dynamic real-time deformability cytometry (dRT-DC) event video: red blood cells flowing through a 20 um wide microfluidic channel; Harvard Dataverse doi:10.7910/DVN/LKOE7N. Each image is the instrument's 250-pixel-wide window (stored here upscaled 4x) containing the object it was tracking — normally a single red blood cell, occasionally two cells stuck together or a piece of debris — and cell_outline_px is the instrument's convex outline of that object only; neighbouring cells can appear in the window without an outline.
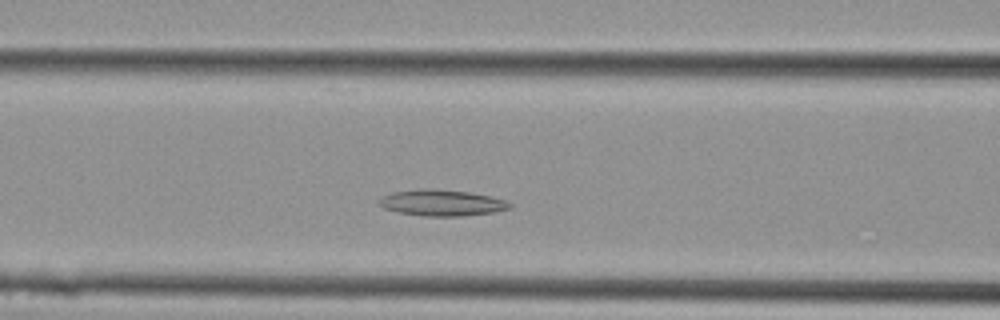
{"species": "Egyptian fruit bat (a non-hibernating species)", "species_latin": "Rousettus aegyptiacus", "temperature_condition": "cold", "stored_images_in_passage": 11, "camera_frame_rate_fps": 3000, "um_per_image_px": 0.085, "animal": {"sex": "female"}, "frame": {"image": 1, "passage_image": 7, "time_ms": 2.0, "image_size_px": [1000, 320], "cell_outline_px": [[512, 208], [496, 212], [464, 216], [424, 216], [400, 212], [384, 208], [380, 204], [380, 200], [384, 196], [392, 192], [420, 188], [428, 188], [468, 192], [492, 196], [508, 200], [512, 204]], "centroid_in_image_um": [37.64, 17.24], "position_along_channel_um": 129.0, "area_um2": 20.0}}
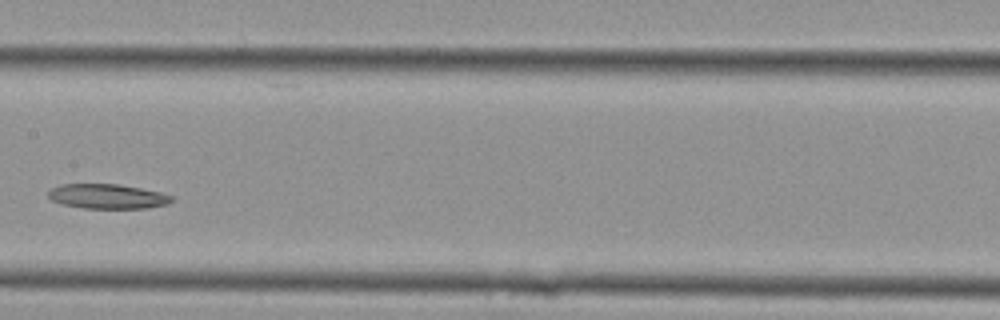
{"frame": {"image": 2, "passage_image": 10, "time_ms": 3.0, "image_size_px": [1000, 320], "cell_outline_px": [[172, 200], [168, 204], [148, 208], [84, 208], [60, 204], [52, 200], [48, 196], [48, 192], [52, 188], [60, 184], [120, 184], [160, 192], [172, 196]], "centroid_in_image_um": [9.12, 16.69], "position_along_channel_um": 198.3, "area_um2": 17.74}}